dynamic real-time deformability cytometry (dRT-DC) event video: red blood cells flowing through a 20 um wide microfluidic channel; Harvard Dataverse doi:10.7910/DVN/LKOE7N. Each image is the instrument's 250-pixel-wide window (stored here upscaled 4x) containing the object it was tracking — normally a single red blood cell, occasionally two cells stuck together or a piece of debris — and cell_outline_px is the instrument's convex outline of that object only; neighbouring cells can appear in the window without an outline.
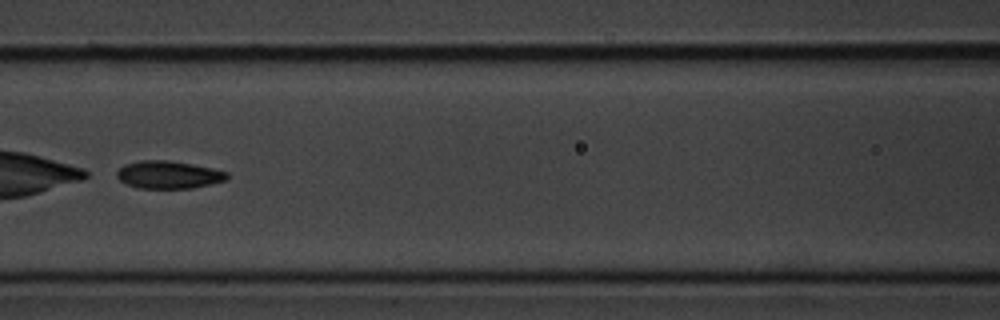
{"species": "common noctule bat (a hibernating species)", "species_latin": "Nyctalus noctula", "temperature_condition": "cold", "stored_images_in_passage": 54, "camera_frame_rate_fps": 3000, "um_per_image_px": 0.085, "animal": {"sex": "male", "body_mass_g": 20.1, "forearm_length_mm": 53.5}, "frame": {"image": 1, "passage_image": 24, "time_ms": 7.667, "image_size_px": [1000, 320], "cell_outline_px": [[228, 176], [224, 180], [192, 188], [136, 188], [124, 184], [116, 176], [116, 172], [124, 164], [140, 160], [168, 160], [192, 164], [212, 168], [228, 172]], "centroid_in_image_um": [14.26, 14.85], "position_along_channel_um": 152.3, "area_um2": 17.74}}
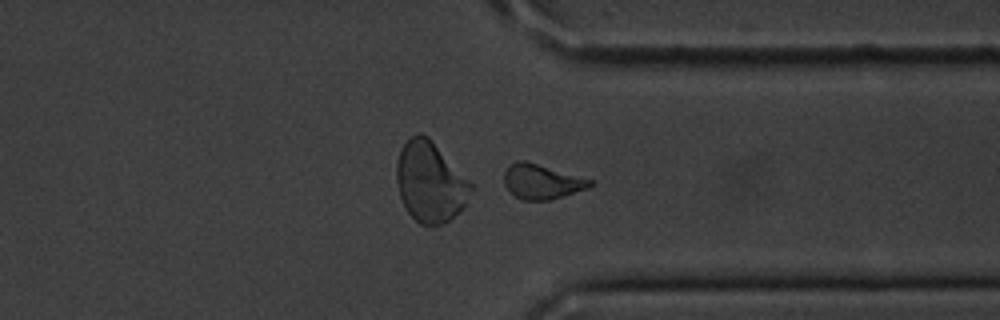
{"frame": {"image": 2, "passage_image": 42, "time_ms": 13.667, "image_size_px": [1000, 320], "cell_outline_px": [[592, 184], [588, 188], [564, 196], [548, 200], [524, 200], [508, 192], [504, 184], [504, 172], [516, 160], [524, 160], [592, 180]], "centroid_in_image_um": [46.01, 15.45], "position_along_channel_um": 365.4, "area_um2": 17.17}, "authors_computed_cell_mechanics": {"area_um2": 18.8428, "velocity_mm_per_s": 3.5583, "shape_relaxation_time_tau1_ms": 1.6865, "shape_relaxation_time_tau2_ms": null, "deformation_change_tau1": 0.2014, "deformation_change_tau2": null}}